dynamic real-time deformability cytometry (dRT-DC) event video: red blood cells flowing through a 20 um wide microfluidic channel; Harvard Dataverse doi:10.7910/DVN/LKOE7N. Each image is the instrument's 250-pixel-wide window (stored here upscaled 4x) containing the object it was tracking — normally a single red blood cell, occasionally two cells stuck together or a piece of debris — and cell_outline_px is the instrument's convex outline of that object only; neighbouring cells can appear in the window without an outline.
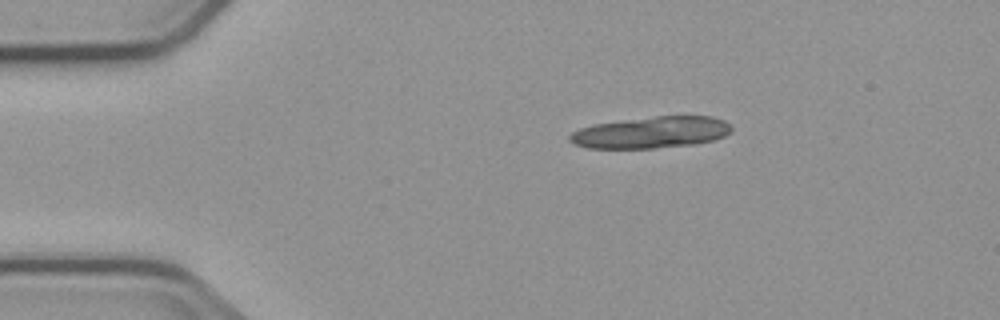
{"species": "common noctule bat (a hibernating species)", "species_latin": "Nyctalus noctula", "temperature_condition": "cold", "stored_images_in_passage": 2, "camera_frame_rate_fps": 3000, "um_per_image_px": 0.085, "animal": {"sex": "male", "body_mass_g": 23.1, "forearm_length_mm": 52.7}, "frame": {"image": 1, "passage_image": 2, "time_ms": 1.333, "image_size_px": [1000, 320], "cell_outline_px": [[732, 132], [724, 136], [712, 140], [696, 144], [652, 148], [588, 148], [576, 144], [568, 140], [568, 136], [572, 132], [580, 128], [592, 124], [656, 116], [712, 116], [724, 120], [732, 124]], "centroid_in_image_um": [55.38, 11.25], "position_along_channel_um": 29.6, "area_um2": 29.82}}